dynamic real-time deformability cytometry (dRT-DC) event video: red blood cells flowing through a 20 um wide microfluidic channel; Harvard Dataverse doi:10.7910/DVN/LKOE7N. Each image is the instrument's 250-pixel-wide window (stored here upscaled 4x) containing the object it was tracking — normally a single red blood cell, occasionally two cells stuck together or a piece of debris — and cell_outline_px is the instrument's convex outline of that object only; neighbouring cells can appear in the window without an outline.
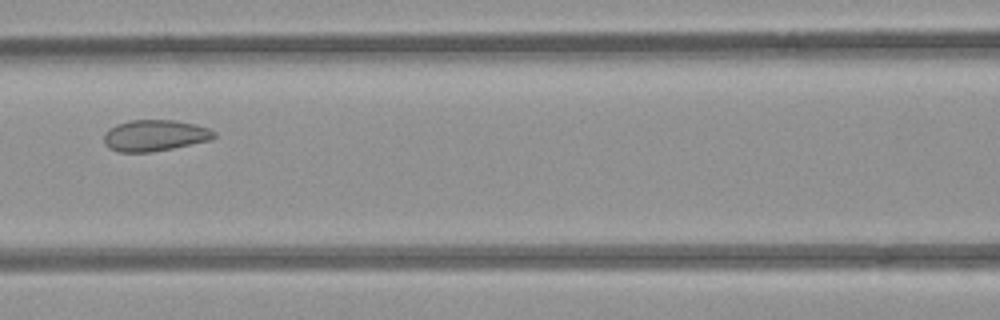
{"species": "common noctule bat (a hibernating species)", "species_latin": "Nyctalus noctula", "temperature_condition": "room temperature", "stored_images_in_passage": 7, "camera_frame_rate_fps": 3000, "um_per_image_px": 0.085, "animal": {"sex": "female", "body_mass_g": 21.9}, "frame": {"image": 1, "passage_image": 6, "time_ms": 6.0, "image_size_px": [1000, 320], "cell_outline_px": [[216, 136], [212, 140], [152, 152], [116, 152], [108, 148], [104, 144], [104, 132], [108, 128], [116, 124], [132, 120], [176, 120], [196, 124], [208, 128], [216, 132]], "centroid_in_image_um": [13.14, 11.52], "position_along_channel_um": 153.5, "area_um2": 20.35}}
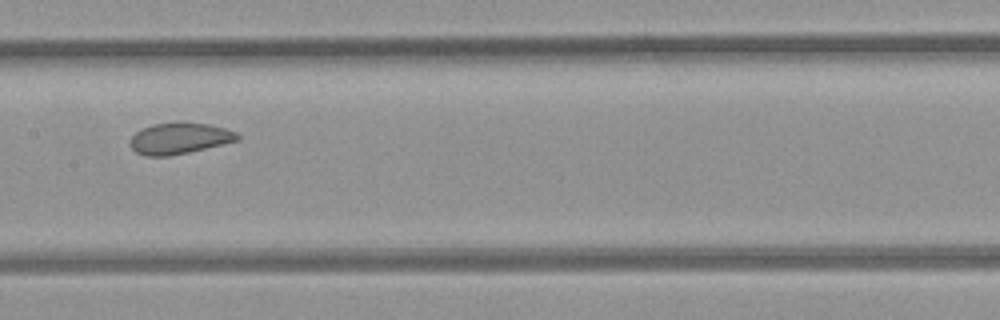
{"frame": {"image": 2, "passage_image": 7, "time_ms": 7.0, "image_size_px": [1000, 320], "cell_outline_px": [[240, 140], [188, 152], [168, 156], [144, 156], [136, 152], [132, 148], [132, 136], [136, 132], [152, 124], [176, 120], [180, 120], [208, 124], [224, 128], [236, 132], [240, 136]], "centroid_in_image_um": [15.27, 11.73], "position_along_channel_um": 192.1, "area_um2": 19.71}}